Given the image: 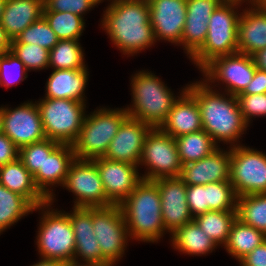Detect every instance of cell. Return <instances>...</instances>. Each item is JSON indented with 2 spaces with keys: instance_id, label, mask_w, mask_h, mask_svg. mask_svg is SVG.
Returning <instances> with one entry per match:
<instances>
[{
  "instance_id": "1",
  "label": "cell",
  "mask_w": 266,
  "mask_h": 266,
  "mask_svg": "<svg viewBox=\"0 0 266 266\" xmlns=\"http://www.w3.org/2000/svg\"><path fill=\"white\" fill-rule=\"evenodd\" d=\"M212 88L202 80L187 85L200 108L203 130L218 147V142L221 141L229 143V148L235 147L239 145L238 139L242 137L248 125L242 117L237 97L228 93L221 94Z\"/></svg>"
},
{
  "instance_id": "2",
  "label": "cell",
  "mask_w": 266,
  "mask_h": 266,
  "mask_svg": "<svg viewBox=\"0 0 266 266\" xmlns=\"http://www.w3.org/2000/svg\"><path fill=\"white\" fill-rule=\"evenodd\" d=\"M106 8L101 27L122 54L133 56L155 44L149 3L110 0Z\"/></svg>"
},
{
  "instance_id": "3",
  "label": "cell",
  "mask_w": 266,
  "mask_h": 266,
  "mask_svg": "<svg viewBox=\"0 0 266 266\" xmlns=\"http://www.w3.org/2000/svg\"><path fill=\"white\" fill-rule=\"evenodd\" d=\"M120 206L131 239L154 243L166 234L159 189L154 181L142 179Z\"/></svg>"
},
{
  "instance_id": "4",
  "label": "cell",
  "mask_w": 266,
  "mask_h": 266,
  "mask_svg": "<svg viewBox=\"0 0 266 266\" xmlns=\"http://www.w3.org/2000/svg\"><path fill=\"white\" fill-rule=\"evenodd\" d=\"M131 79L133 104L126 107L129 117L151 128H160L179 96L176 98L170 88L149 71H138Z\"/></svg>"
},
{
  "instance_id": "5",
  "label": "cell",
  "mask_w": 266,
  "mask_h": 266,
  "mask_svg": "<svg viewBox=\"0 0 266 266\" xmlns=\"http://www.w3.org/2000/svg\"><path fill=\"white\" fill-rule=\"evenodd\" d=\"M241 4L224 0L212 13L206 40L190 58L200 71L213 59L238 52L237 31L241 13H237L236 9Z\"/></svg>"
},
{
  "instance_id": "6",
  "label": "cell",
  "mask_w": 266,
  "mask_h": 266,
  "mask_svg": "<svg viewBox=\"0 0 266 266\" xmlns=\"http://www.w3.org/2000/svg\"><path fill=\"white\" fill-rule=\"evenodd\" d=\"M128 116L126 108L103 107L86 114L79 135L72 144L75 157L82 160L104 157L111 140Z\"/></svg>"
},
{
  "instance_id": "7",
  "label": "cell",
  "mask_w": 266,
  "mask_h": 266,
  "mask_svg": "<svg viewBox=\"0 0 266 266\" xmlns=\"http://www.w3.org/2000/svg\"><path fill=\"white\" fill-rule=\"evenodd\" d=\"M52 204L53 202L49 200L47 203L33 209V211H42V218L36 236L37 250L41 258L61 262L73 260L75 234L69 219V213L52 209Z\"/></svg>"
},
{
  "instance_id": "8",
  "label": "cell",
  "mask_w": 266,
  "mask_h": 266,
  "mask_svg": "<svg viewBox=\"0 0 266 266\" xmlns=\"http://www.w3.org/2000/svg\"><path fill=\"white\" fill-rule=\"evenodd\" d=\"M37 102L45 137L72 145L83 125L86 103L62 98H44Z\"/></svg>"
},
{
  "instance_id": "9",
  "label": "cell",
  "mask_w": 266,
  "mask_h": 266,
  "mask_svg": "<svg viewBox=\"0 0 266 266\" xmlns=\"http://www.w3.org/2000/svg\"><path fill=\"white\" fill-rule=\"evenodd\" d=\"M139 165L148 170L142 174V179L155 181L180 177L182 163L175 139L160 128H151L144 140Z\"/></svg>"
},
{
  "instance_id": "10",
  "label": "cell",
  "mask_w": 266,
  "mask_h": 266,
  "mask_svg": "<svg viewBox=\"0 0 266 266\" xmlns=\"http://www.w3.org/2000/svg\"><path fill=\"white\" fill-rule=\"evenodd\" d=\"M230 183L238 197L266 193V154L240 143L231 147Z\"/></svg>"
},
{
  "instance_id": "11",
  "label": "cell",
  "mask_w": 266,
  "mask_h": 266,
  "mask_svg": "<svg viewBox=\"0 0 266 266\" xmlns=\"http://www.w3.org/2000/svg\"><path fill=\"white\" fill-rule=\"evenodd\" d=\"M92 224L102 255L117 265L130 238L121 206L92 207Z\"/></svg>"
},
{
  "instance_id": "12",
  "label": "cell",
  "mask_w": 266,
  "mask_h": 266,
  "mask_svg": "<svg viewBox=\"0 0 266 266\" xmlns=\"http://www.w3.org/2000/svg\"><path fill=\"white\" fill-rule=\"evenodd\" d=\"M63 188L75 195L73 207L113 205L106 197L100 174L93 160L75 158L70 165Z\"/></svg>"
},
{
  "instance_id": "13",
  "label": "cell",
  "mask_w": 266,
  "mask_h": 266,
  "mask_svg": "<svg viewBox=\"0 0 266 266\" xmlns=\"http://www.w3.org/2000/svg\"><path fill=\"white\" fill-rule=\"evenodd\" d=\"M255 70L252 56L237 52L213 59L201 71L207 84L222 81L226 84L225 92L237 96L251 82Z\"/></svg>"
},
{
  "instance_id": "14",
  "label": "cell",
  "mask_w": 266,
  "mask_h": 266,
  "mask_svg": "<svg viewBox=\"0 0 266 266\" xmlns=\"http://www.w3.org/2000/svg\"><path fill=\"white\" fill-rule=\"evenodd\" d=\"M3 133L20 149L45 139L37 102L28 101L12 109L3 107Z\"/></svg>"
},
{
  "instance_id": "15",
  "label": "cell",
  "mask_w": 266,
  "mask_h": 266,
  "mask_svg": "<svg viewBox=\"0 0 266 266\" xmlns=\"http://www.w3.org/2000/svg\"><path fill=\"white\" fill-rule=\"evenodd\" d=\"M103 183L107 199L120 205L142 180L139 166L100 157L93 159Z\"/></svg>"
},
{
  "instance_id": "16",
  "label": "cell",
  "mask_w": 266,
  "mask_h": 266,
  "mask_svg": "<svg viewBox=\"0 0 266 266\" xmlns=\"http://www.w3.org/2000/svg\"><path fill=\"white\" fill-rule=\"evenodd\" d=\"M161 198L164 228L170 234L193 220L187 204V185L179 178H161L154 181Z\"/></svg>"
},
{
  "instance_id": "17",
  "label": "cell",
  "mask_w": 266,
  "mask_h": 266,
  "mask_svg": "<svg viewBox=\"0 0 266 266\" xmlns=\"http://www.w3.org/2000/svg\"><path fill=\"white\" fill-rule=\"evenodd\" d=\"M150 24L154 38L181 46L186 21V0H150Z\"/></svg>"
},
{
  "instance_id": "18",
  "label": "cell",
  "mask_w": 266,
  "mask_h": 266,
  "mask_svg": "<svg viewBox=\"0 0 266 266\" xmlns=\"http://www.w3.org/2000/svg\"><path fill=\"white\" fill-rule=\"evenodd\" d=\"M151 127L133 117H127L111 140L105 158L137 165L142 155L146 134Z\"/></svg>"
},
{
  "instance_id": "19",
  "label": "cell",
  "mask_w": 266,
  "mask_h": 266,
  "mask_svg": "<svg viewBox=\"0 0 266 266\" xmlns=\"http://www.w3.org/2000/svg\"><path fill=\"white\" fill-rule=\"evenodd\" d=\"M224 0H186V21L181 46L191 58L204 44L209 19Z\"/></svg>"
},
{
  "instance_id": "20",
  "label": "cell",
  "mask_w": 266,
  "mask_h": 266,
  "mask_svg": "<svg viewBox=\"0 0 266 266\" xmlns=\"http://www.w3.org/2000/svg\"><path fill=\"white\" fill-rule=\"evenodd\" d=\"M69 219L75 234V261L113 266L103 255L95 238L92 207H73ZM80 257V258H79ZM79 258V260H78Z\"/></svg>"
},
{
  "instance_id": "21",
  "label": "cell",
  "mask_w": 266,
  "mask_h": 266,
  "mask_svg": "<svg viewBox=\"0 0 266 266\" xmlns=\"http://www.w3.org/2000/svg\"><path fill=\"white\" fill-rule=\"evenodd\" d=\"M215 149L210 155L182 165L180 179L187 185H205L219 181H230L231 148Z\"/></svg>"
},
{
  "instance_id": "22",
  "label": "cell",
  "mask_w": 266,
  "mask_h": 266,
  "mask_svg": "<svg viewBox=\"0 0 266 266\" xmlns=\"http://www.w3.org/2000/svg\"><path fill=\"white\" fill-rule=\"evenodd\" d=\"M75 158L73 147L69 144H59L53 151H45L44 172H37L33 178L36 187L51 202L55 194L50 188L56 184L63 187Z\"/></svg>"
},
{
  "instance_id": "23",
  "label": "cell",
  "mask_w": 266,
  "mask_h": 266,
  "mask_svg": "<svg viewBox=\"0 0 266 266\" xmlns=\"http://www.w3.org/2000/svg\"><path fill=\"white\" fill-rule=\"evenodd\" d=\"M160 129L173 138L203 129L200 108L195 96L187 89V85L181 90Z\"/></svg>"
},
{
  "instance_id": "24",
  "label": "cell",
  "mask_w": 266,
  "mask_h": 266,
  "mask_svg": "<svg viewBox=\"0 0 266 266\" xmlns=\"http://www.w3.org/2000/svg\"><path fill=\"white\" fill-rule=\"evenodd\" d=\"M238 21V52L252 56L266 48V11L257 4L243 9Z\"/></svg>"
},
{
  "instance_id": "25",
  "label": "cell",
  "mask_w": 266,
  "mask_h": 266,
  "mask_svg": "<svg viewBox=\"0 0 266 266\" xmlns=\"http://www.w3.org/2000/svg\"><path fill=\"white\" fill-rule=\"evenodd\" d=\"M87 67L84 69H53L46 83L44 98L72 99L86 103L84 91L88 82Z\"/></svg>"
},
{
  "instance_id": "26",
  "label": "cell",
  "mask_w": 266,
  "mask_h": 266,
  "mask_svg": "<svg viewBox=\"0 0 266 266\" xmlns=\"http://www.w3.org/2000/svg\"><path fill=\"white\" fill-rule=\"evenodd\" d=\"M44 0H7L0 20L11 40L43 17Z\"/></svg>"
},
{
  "instance_id": "27",
  "label": "cell",
  "mask_w": 266,
  "mask_h": 266,
  "mask_svg": "<svg viewBox=\"0 0 266 266\" xmlns=\"http://www.w3.org/2000/svg\"><path fill=\"white\" fill-rule=\"evenodd\" d=\"M0 184L25 197L34 207L49 201L36 187L33 175L19 158L0 166Z\"/></svg>"
},
{
  "instance_id": "28",
  "label": "cell",
  "mask_w": 266,
  "mask_h": 266,
  "mask_svg": "<svg viewBox=\"0 0 266 266\" xmlns=\"http://www.w3.org/2000/svg\"><path fill=\"white\" fill-rule=\"evenodd\" d=\"M170 238L173 248L187 255H206L218 247L194 220L177 229Z\"/></svg>"
},
{
  "instance_id": "29",
  "label": "cell",
  "mask_w": 266,
  "mask_h": 266,
  "mask_svg": "<svg viewBox=\"0 0 266 266\" xmlns=\"http://www.w3.org/2000/svg\"><path fill=\"white\" fill-rule=\"evenodd\" d=\"M265 241L266 234L264 232L257 230L236 218L231 227L224 248L232 257L240 261Z\"/></svg>"
},
{
  "instance_id": "30",
  "label": "cell",
  "mask_w": 266,
  "mask_h": 266,
  "mask_svg": "<svg viewBox=\"0 0 266 266\" xmlns=\"http://www.w3.org/2000/svg\"><path fill=\"white\" fill-rule=\"evenodd\" d=\"M174 139L182 165L198 161L218 148L211 136L203 129Z\"/></svg>"
},
{
  "instance_id": "31",
  "label": "cell",
  "mask_w": 266,
  "mask_h": 266,
  "mask_svg": "<svg viewBox=\"0 0 266 266\" xmlns=\"http://www.w3.org/2000/svg\"><path fill=\"white\" fill-rule=\"evenodd\" d=\"M236 218L237 211H208L193 220L217 246H224Z\"/></svg>"
},
{
  "instance_id": "32",
  "label": "cell",
  "mask_w": 266,
  "mask_h": 266,
  "mask_svg": "<svg viewBox=\"0 0 266 266\" xmlns=\"http://www.w3.org/2000/svg\"><path fill=\"white\" fill-rule=\"evenodd\" d=\"M34 206L22 195L0 184V234L22 217L33 213Z\"/></svg>"
},
{
  "instance_id": "33",
  "label": "cell",
  "mask_w": 266,
  "mask_h": 266,
  "mask_svg": "<svg viewBox=\"0 0 266 266\" xmlns=\"http://www.w3.org/2000/svg\"><path fill=\"white\" fill-rule=\"evenodd\" d=\"M49 67L53 69H84V51L79 40H59L49 52Z\"/></svg>"
},
{
  "instance_id": "34",
  "label": "cell",
  "mask_w": 266,
  "mask_h": 266,
  "mask_svg": "<svg viewBox=\"0 0 266 266\" xmlns=\"http://www.w3.org/2000/svg\"><path fill=\"white\" fill-rule=\"evenodd\" d=\"M237 218L266 234V193L237 197Z\"/></svg>"
},
{
  "instance_id": "35",
  "label": "cell",
  "mask_w": 266,
  "mask_h": 266,
  "mask_svg": "<svg viewBox=\"0 0 266 266\" xmlns=\"http://www.w3.org/2000/svg\"><path fill=\"white\" fill-rule=\"evenodd\" d=\"M43 17L59 40H79L85 30L84 17L71 12L43 11Z\"/></svg>"
},
{
  "instance_id": "36",
  "label": "cell",
  "mask_w": 266,
  "mask_h": 266,
  "mask_svg": "<svg viewBox=\"0 0 266 266\" xmlns=\"http://www.w3.org/2000/svg\"><path fill=\"white\" fill-rule=\"evenodd\" d=\"M208 211H237V195L230 181L206 184Z\"/></svg>"
},
{
  "instance_id": "37",
  "label": "cell",
  "mask_w": 266,
  "mask_h": 266,
  "mask_svg": "<svg viewBox=\"0 0 266 266\" xmlns=\"http://www.w3.org/2000/svg\"><path fill=\"white\" fill-rule=\"evenodd\" d=\"M58 41L57 35L42 17L22 31L12 43L36 44L50 51Z\"/></svg>"
},
{
  "instance_id": "38",
  "label": "cell",
  "mask_w": 266,
  "mask_h": 266,
  "mask_svg": "<svg viewBox=\"0 0 266 266\" xmlns=\"http://www.w3.org/2000/svg\"><path fill=\"white\" fill-rule=\"evenodd\" d=\"M60 143L45 138L19 149V159L34 176L37 172H44L45 151H53Z\"/></svg>"
},
{
  "instance_id": "39",
  "label": "cell",
  "mask_w": 266,
  "mask_h": 266,
  "mask_svg": "<svg viewBox=\"0 0 266 266\" xmlns=\"http://www.w3.org/2000/svg\"><path fill=\"white\" fill-rule=\"evenodd\" d=\"M13 52L25 65L27 71L44 70L49 66V50L36 44L12 43Z\"/></svg>"
},
{
  "instance_id": "40",
  "label": "cell",
  "mask_w": 266,
  "mask_h": 266,
  "mask_svg": "<svg viewBox=\"0 0 266 266\" xmlns=\"http://www.w3.org/2000/svg\"><path fill=\"white\" fill-rule=\"evenodd\" d=\"M27 69L24 63L11 51L0 55V86L6 88L24 81Z\"/></svg>"
},
{
  "instance_id": "41",
  "label": "cell",
  "mask_w": 266,
  "mask_h": 266,
  "mask_svg": "<svg viewBox=\"0 0 266 266\" xmlns=\"http://www.w3.org/2000/svg\"><path fill=\"white\" fill-rule=\"evenodd\" d=\"M237 100L244 121L249 124L254 116H266V93L238 94Z\"/></svg>"
},
{
  "instance_id": "42",
  "label": "cell",
  "mask_w": 266,
  "mask_h": 266,
  "mask_svg": "<svg viewBox=\"0 0 266 266\" xmlns=\"http://www.w3.org/2000/svg\"><path fill=\"white\" fill-rule=\"evenodd\" d=\"M104 0H44V11L71 12L83 17V14Z\"/></svg>"
},
{
  "instance_id": "43",
  "label": "cell",
  "mask_w": 266,
  "mask_h": 266,
  "mask_svg": "<svg viewBox=\"0 0 266 266\" xmlns=\"http://www.w3.org/2000/svg\"><path fill=\"white\" fill-rule=\"evenodd\" d=\"M187 204L194 217L207 212V190L205 185L187 186Z\"/></svg>"
},
{
  "instance_id": "44",
  "label": "cell",
  "mask_w": 266,
  "mask_h": 266,
  "mask_svg": "<svg viewBox=\"0 0 266 266\" xmlns=\"http://www.w3.org/2000/svg\"><path fill=\"white\" fill-rule=\"evenodd\" d=\"M18 158L19 148L7 135L0 133V166L11 163Z\"/></svg>"
},
{
  "instance_id": "45",
  "label": "cell",
  "mask_w": 266,
  "mask_h": 266,
  "mask_svg": "<svg viewBox=\"0 0 266 266\" xmlns=\"http://www.w3.org/2000/svg\"><path fill=\"white\" fill-rule=\"evenodd\" d=\"M240 266H266V241L243 257Z\"/></svg>"
},
{
  "instance_id": "46",
  "label": "cell",
  "mask_w": 266,
  "mask_h": 266,
  "mask_svg": "<svg viewBox=\"0 0 266 266\" xmlns=\"http://www.w3.org/2000/svg\"><path fill=\"white\" fill-rule=\"evenodd\" d=\"M266 93V72L256 68L251 82L240 94H262Z\"/></svg>"
},
{
  "instance_id": "47",
  "label": "cell",
  "mask_w": 266,
  "mask_h": 266,
  "mask_svg": "<svg viewBox=\"0 0 266 266\" xmlns=\"http://www.w3.org/2000/svg\"><path fill=\"white\" fill-rule=\"evenodd\" d=\"M255 67L266 72V48L261 49L252 55Z\"/></svg>"
},
{
  "instance_id": "48",
  "label": "cell",
  "mask_w": 266,
  "mask_h": 266,
  "mask_svg": "<svg viewBox=\"0 0 266 266\" xmlns=\"http://www.w3.org/2000/svg\"><path fill=\"white\" fill-rule=\"evenodd\" d=\"M11 44V38L7 35L5 29L1 26L0 23V52L4 53L11 51Z\"/></svg>"
},
{
  "instance_id": "49",
  "label": "cell",
  "mask_w": 266,
  "mask_h": 266,
  "mask_svg": "<svg viewBox=\"0 0 266 266\" xmlns=\"http://www.w3.org/2000/svg\"><path fill=\"white\" fill-rule=\"evenodd\" d=\"M31 266H62V262L59 260L41 258V260H39V262H37Z\"/></svg>"
},
{
  "instance_id": "50",
  "label": "cell",
  "mask_w": 266,
  "mask_h": 266,
  "mask_svg": "<svg viewBox=\"0 0 266 266\" xmlns=\"http://www.w3.org/2000/svg\"><path fill=\"white\" fill-rule=\"evenodd\" d=\"M62 266H107L102 264H96V263H86V262H79L75 260H69L62 262Z\"/></svg>"
},
{
  "instance_id": "51",
  "label": "cell",
  "mask_w": 266,
  "mask_h": 266,
  "mask_svg": "<svg viewBox=\"0 0 266 266\" xmlns=\"http://www.w3.org/2000/svg\"><path fill=\"white\" fill-rule=\"evenodd\" d=\"M3 107H0V133H3Z\"/></svg>"
},
{
  "instance_id": "52",
  "label": "cell",
  "mask_w": 266,
  "mask_h": 266,
  "mask_svg": "<svg viewBox=\"0 0 266 266\" xmlns=\"http://www.w3.org/2000/svg\"><path fill=\"white\" fill-rule=\"evenodd\" d=\"M228 1H237V2H241V3H245L248 1V3H249L248 5H252V4H257L259 0H228Z\"/></svg>"
},
{
  "instance_id": "53",
  "label": "cell",
  "mask_w": 266,
  "mask_h": 266,
  "mask_svg": "<svg viewBox=\"0 0 266 266\" xmlns=\"http://www.w3.org/2000/svg\"><path fill=\"white\" fill-rule=\"evenodd\" d=\"M6 1L7 0H0V20L2 18V14H3L4 8H5Z\"/></svg>"
},
{
  "instance_id": "54",
  "label": "cell",
  "mask_w": 266,
  "mask_h": 266,
  "mask_svg": "<svg viewBox=\"0 0 266 266\" xmlns=\"http://www.w3.org/2000/svg\"><path fill=\"white\" fill-rule=\"evenodd\" d=\"M257 5L266 11V0H259Z\"/></svg>"
},
{
  "instance_id": "55",
  "label": "cell",
  "mask_w": 266,
  "mask_h": 266,
  "mask_svg": "<svg viewBox=\"0 0 266 266\" xmlns=\"http://www.w3.org/2000/svg\"><path fill=\"white\" fill-rule=\"evenodd\" d=\"M117 1H133V2H147V3L150 2V0H117Z\"/></svg>"
}]
</instances>
